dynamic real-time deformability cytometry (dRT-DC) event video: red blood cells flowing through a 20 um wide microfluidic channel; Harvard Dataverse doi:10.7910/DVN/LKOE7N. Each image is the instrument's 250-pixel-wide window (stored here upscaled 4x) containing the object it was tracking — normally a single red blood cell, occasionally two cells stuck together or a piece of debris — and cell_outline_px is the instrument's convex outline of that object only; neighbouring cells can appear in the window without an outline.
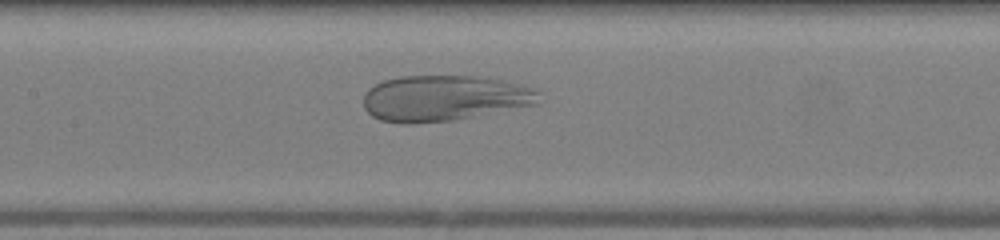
{"species": "human", "species_latin": "Homo sapiens", "temperature_condition": "warm", "stored_images_in_passage": 48, "camera_frame_rate_fps": 3000, "um_per_image_px": 0.085, "donor": {"sex": "female"}, "frame": {"image": 1, "passage_image": 21, "time_ms": 6.667, "image_size_px": [1000, 240], "cell_outline_px": [[544, 92], [536, 104], [456, 120], [412, 124], [400, 124], [380, 120], [372, 116], [364, 108], [364, 96], [368, 88], [384, 80], [400, 76], [480, 76], [504, 80], [536, 88]], "centroid_in_image_um": [37.78, 8.34], "position_along_channel_um": 169.6, "area_um2": 47.4}}
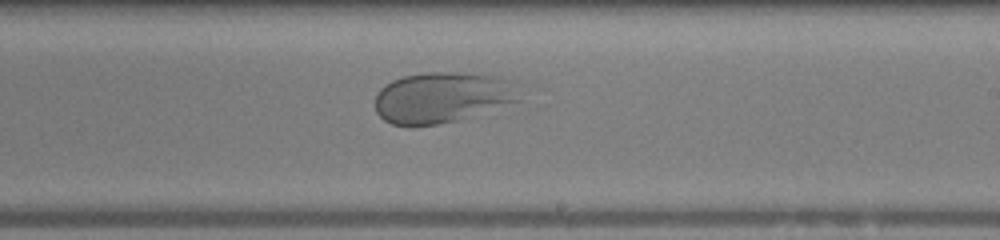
{"frame": {"image": 2, "passage_image": 27, "time_ms": 8.667, "image_size_px": [1000, 240], "cell_outline_px": [[520, 100], [456, 120], [436, 124], [412, 128], [408, 128], [392, 124], [384, 120], [376, 112], [376, 92], [384, 84], [392, 80], [404, 76], [428, 72], [456, 72], [500, 76], [516, 80]], "centroid_in_image_um": [37.57, 8.28], "position_along_channel_um": 251.4, "area_um2": 43.23}}
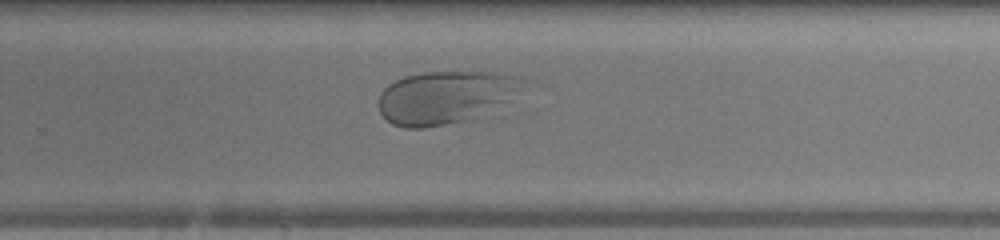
{"frame": {"image": 3, "passage_image": 30, "time_ms": 9.667, "image_size_px": [1000, 240], "cell_outline_px": [[544, 84], [476, 120], [424, 128], [404, 128], [392, 124], [380, 112], [376, 104], [380, 92], [388, 84], [404, 76], [424, 72], [504, 72], [524, 76], [536, 80]], "centroid_in_image_um": [38.2, 8.24], "position_along_channel_um": 291.6, "area_um2": 47.8}}